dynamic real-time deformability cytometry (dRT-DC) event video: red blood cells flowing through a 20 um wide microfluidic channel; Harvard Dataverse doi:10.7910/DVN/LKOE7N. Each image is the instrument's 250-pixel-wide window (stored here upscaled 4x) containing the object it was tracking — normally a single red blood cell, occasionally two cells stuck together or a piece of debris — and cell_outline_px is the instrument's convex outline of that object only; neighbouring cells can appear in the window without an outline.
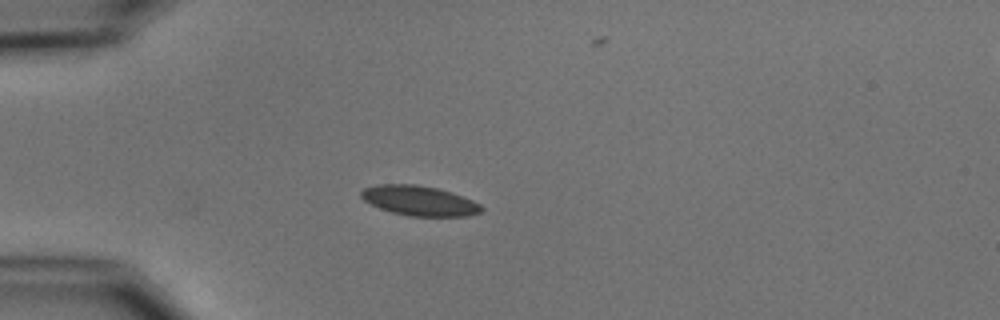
{"species": "common noctule bat (a hibernating species)", "species_latin": "Nyctalus noctula", "temperature_condition": "cold", "stored_images_in_passage": 5, "camera_frame_rate_fps": 3000, "um_per_image_px": 0.085, "animal": {"sex": "male", "body_mass_g": 15.6}, "frame": {"image": 1, "passage_image": 1, "time_ms": 0.0, "image_size_px": [1000, 320], "cell_outline_px": [[484, 212], [468, 216], [408, 216], [392, 212], [380, 208], [364, 200], [360, 196], [360, 192], [364, 188], [376, 184], [416, 184], [436, 188], [452, 192], [472, 200], [480, 204], [484, 208]], "centroid_in_image_um": [35.67, 17.06], "position_along_channel_um": 49.3, "area_um2": 21.04}}